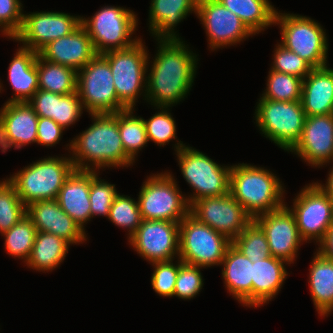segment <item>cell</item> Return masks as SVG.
<instances>
[{"mask_svg":"<svg viewBox=\"0 0 333 333\" xmlns=\"http://www.w3.org/2000/svg\"><path fill=\"white\" fill-rule=\"evenodd\" d=\"M156 42L155 57L150 61L149 55L147 62L146 103L173 107L188 96L200 60L183 39Z\"/></svg>","mask_w":333,"mask_h":333,"instance_id":"6da1fadb","label":"cell"},{"mask_svg":"<svg viewBox=\"0 0 333 333\" xmlns=\"http://www.w3.org/2000/svg\"><path fill=\"white\" fill-rule=\"evenodd\" d=\"M92 124L66 144L75 170L99 171L132 166L126 155L115 114H90Z\"/></svg>","mask_w":333,"mask_h":333,"instance_id":"7a4b0ae2","label":"cell"},{"mask_svg":"<svg viewBox=\"0 0 333 333\" xmlns=\"http://www.w3.org/2000/svg\"><path fill=\"white\" fill-rule=\"evenodd\" d=\"M284 188L279 177L265 167L244 162L231 167L229 193L252 219L282 208Z\"/></svg>","mask_w":333,"mask_h":333,"instance_id":"3957f363","label":"cell"},{"mask_svg":"<svg viewBox=\"0 0 333 333\" xmlns=\"http://www.w3.org/2000/svg\"><path fill=\"white\" fill-rule=\"evenodd\" d=\"M176 140L173 145L181 174L192 188L186 196L189 205L203 197H218L229 193L232 165H220L205 153Z\"/></svg>","mask_w":333,"mask_h":333,"instance_id":"277c9868","label":"cell"},{"mask_svg":"<svg viewBox=\"0 0 333 333\" xmlns=\"http://www.w3.org/2000/svg\"><path fill=\"white\" fill-rule=\"evenodd\" d=\"M54 156L40 158L7 178L26 207L36 201L56 199L65 180L75 170L70 154Z\"/></svg>","mask_w":333,"mask_h":333,"instance_id":"5b68a950","label":"cell"},{"mask_svg":"<svg viewBox=\"0 0 333 333\" xmlns=\"http://www.w3.org/2000/svg\"><path fill=\"white\" fill-rule=\"evenodd\" d=\"M137 14L126 7L104 6L91 17H81V25L91 38L97 54L129 48L141 40L133 38L138 30Z\"/></svg>","mask_w":333,"mask_h":333,"instance_id":"8992f818","label":"cell"},{"mask_svg":"<svg viewBox=\"0 0 333 333\" xmlns=\"http://www.w3.org/2000/svg\"><path fill=\"white\" fill-rule=\"evenodd\" d=\"M281 33L280 44L298 54L313 68L328 64V37L326 29L311 17L276 11L274 26Z\"/></svg>","mask_w":333,"mask_h":333,"instance_id":"52a82bcc","label":"cell"},{"mask_svg":"<svg viewBox=\"0 0 333 333\" xmlns=\"http://www.w3.org/2000/svg\"><path fill=\"white\" fill-rule=\"evenodd\" d=\"M176 180L169 170L147 176L137 197L142 220L180 223L190 213L187 195Z\"/></svg>","mask_w":333,"mask_h":333,"instance_id":"ba28073f","label":"cell"},{"mask_svg":"<svg viewBox=\"0 0 333 333\" xmlns=\"http://www.w3.org/2000/svg\"><path fill=\"white\" fill-rule=\"evenodd\" d=\"M254 112V124L260 134L285 152L300 139L305 122L301 101H273L259 98Z\"/></svg>","mask_w":333,"mask_h":333,"instance_id":"9c48e42d","label":"cell"},{"mask_svg":"<svg viewBox=\"0 0 333 333\" xmlns=\"http://www.w3.org/2000/svg\"><path fill=\"white\" fill-rule=\"evenodd\" d=\"M148 52L141 39L129 48L102 54L109 62L117 97L127 109H135L141 96L146 100Z\"/></svg>","mask_w":333,"mask_h":333,"instance_id":"30bf717a","label":"cell"},{"mask_svg":"<svg viewBox=\"0 0 333 333\" xmlns=\"http://www.w3.org/2000/svg\"><path fill=\"white\" fill-rule=\"evenodd\" d=\"M231 244L227 237L190 213L179 223V259L183 263L203 268L220 266Z\"/></svg>","mask_w":333,"mask_h":333,"instance_id":"8fae6325","label":"cell"},{"mask_svg":"<svg viewBox=\"0 0 333 333\" xmlns=\"http://www.w3.org/2000/svg\"><path fill=\"white\" fill-rule=\"evenodd\" d=\"M77 92L88 115L127 109L117 97L109 62L102 54H96L77 71Z\"/></svg>","mask_w":333,"mask_h":333,"instance_id":"7c38bea8","label":"cell"},{"mask_svg":"<svg viewBox=\"0 0 333 333\" xmlns=\"http://www.w3.org/2000/svg\"><path fill=\"white\" fill-rule=\"evenodd\" d=\"M285 205L295 215L299 234L306 243L313 240L318 244L333 224V201L315 182L300 190L292 206L287 202Z\"/></svg>","mask_w":333,"mask_h":333,"instance_id":"4fadbf2b","label":"cell"},{"mask_svg":"<svg viewBox=\"0 0 333 333\" xmlns=\"http://www.w3.org/2000/svg\"><path fill=\"white\" fill-rule=\"evenodd\" d=\"M80 25L81 15L60 11L25 13L22 27L12 40L39 53L50 42L71 34Z\"/></svg>","mask_w":333,"mask_h":333,"instance_id":"5bb4252c","label":"cell"},{"mask_svg":"<svg viewBox=\"0 0 333 333\" xmlns=\"http://www.w3.org/2000/svg\"><path fill=\"white\" fill-rule=\"evenodd\" d=\"M196 16L204 27L212 52L240 44L254 36L238 16L217 0H198Z\"/></svg>","mask_w":333,"mask_h":333,"instance_id":"9a60e30c","label":"cell"},{"mask_svg":"<svg viewBox=\"0 0 333 333\" xmlns=\"http://www.w3.org/2000/svg\"><path fill=\"white\" fill-rule=\"evenodd\" d=\"M190 214L230 241L238 237L253 220L230 193L194 201L190 205Z\"/></svg>","mask_w":333,"mask_h":333,"instance_id":"2e32d148","label":"cell"},{"mask_svg":"<svg viewBox=\"0 0 333 333\" xmlns=\"http://www.w3.org/2000/svg\"><path fill=\"white\" fill-rule=\"evenodd\" d=\"M127 240L132 249L149 264L179 258L178 222L142 220L136 232Z\"/></svg>","mask_w":333,"mask_h":333,"instance_id":"e0dca14e","label":"cell"},{"mask_svg":"<svg viewBox=\"0 0 333 333\" xmlns=\"http://www.w3.org/2000/svg\"><path fill=\"white\" fill-rule=\"evenodd\" d=\"M263 230L271 256L294 264L298 250L305 242L298 231L295 215L284 205L282 208L264 213L253 219Z\"/></svg>","mask_w":333,"mask_h":333,"instance_id":"ac0fdd59","label":"cell"},{"mask_svg":"<svg viewBox=\"0 0 333 333\" xmlns=\"http://www.w3.org/2000/svg\"><path fill=\"white\" fill-rule=\"evenodd\" d=\"M288 152L313 168L332 163L333 114L306 116L302 135Z\"/></svg>","mask_w":333,"mask_h":333,"instance_id":"d6986e66","label":"cell"},{"mask_svg":"<svg viewBox=\"0 0 333 333\" xmlns=\"http://www.w3.org/2000/svg\"><path fill=\"white\" fill-rule=\"evenodd\" d=\"M0 108V150L37 143L39 117L28 102H5Z\"/></svg>","mask_w":333,"mask_h":333,"instance_id":"ffe728a7","label":"cell"},{"mask_svg":"<svg viewBox=\"0 0 333 333\" xmlns=\"http://www.w3.org/2000/svg\"><path fill=\"white\" fill-rule=\"evenodd\" d=\"M26 214L37 231L59 236L71 245L82 244L88 239L86 231L61 209L56 199L31 203L26 207Z\"/></svg>","mask_w":333,"mask_h":333,"instance_id":"44dd1931","label":"cell"},{"mask_svg":"<svg viewBox=\"0 0 333 333\" xmlns=\"http://www.w3.org/2000/svg\"><path fill=\"white\" fill-rule=\"evenodd\" d=\"M97 53L85 28L80 25L71 34L53 40L39 55L52 63L82 69Z\"/></svg>","mask_w":333,"mask_h":333,"instance_id":"7402d4cb","label":"cell"},{"mask_svg":"<svg viewBox=\"0 0 333 333\" xmlns=\"http://www.w3.org/2000/svg\"><path fill=\"white\" fill-rule=\"evenodd\" d=\"M148 30L155 40L181 39L176 26L191 13L196 15L198 0H151Z\"/></svg>","mask_w":333,"mask_h":333,"instance_id":"603a6c76","label":"cell"},{"mask_svg":"<svg viewBox=\"0 0 333 333\" xmlns=\"http://www.w3.org/2000/svg\"><path fill=\"white\" fill-rule=\"evenodd\" d=\"M220 266L227 292L243 307L252 308L253 262L231 244Z\"/></svg>","mask_w":333,"mask_h":333,"instance_id":"cb8c5ba5","label":"cell"},{"mask_svg":"<svg viewBox=\"0 0 333 333\" xmlns=\"http://www.w3.org/2000/svg\"><path fill=\"white\" fill-rule=\"evenodd\" d=\"M89 193L90 171L74 170L65 180L56 198L61 209L84 231L85 225L91 221Z\"/></svg>","mask_w":333,"mask_h":333,"instance_id":"d4e9b609","label":"cell"},{"mask_svg":"<svg viewBox=\"0 0 333 333\" xmlns=\"http://www.w3.org/2000/svg\"><path fill=\"white\" fill-rule=\"evenodd\" d=\"M286 265L290 266L273 256L253 263L252 308L268 304L278 295L289 275Z\"/></svg>","mask_w":333,"mask_h":333,"instance_id":"484cf974","label":"cell"},{"mask_svg":"<svg viewBox=\"0 0 333 333\" xmlns=\"http://www.w3.org/2000/svg\"><path fill=\"white\" fill-rule=\"evenodd\" d=\"M300 101L306 116L333 114V68H313L303 80Z\"/></svg>","mask_w":333,"mask_h":333,"instance_id":"4316f807","label":"cell"},{"mask_svg":"<svg viewBox=\"0 0 333 333\" xmlns=\"http://www.w3.org/2000/svg\"><path fill=\"white\" fill-rule=\"evenodd\" d=\"M8 66V81L14 94L6 102H28L39 90L37 57L34 50L20 45Z\"/></svg>","mask_w":333,"mask_h":333,"instance_id":"83f0119b","label":"cell"},{"mask_svg":"<svg viewBox=\"0 0 333 333\" xmlns=\"http://www.w3.org/2000/svg\"><path fill=\"white\" fill-rule=\"evenodd\" d=\"M309 268L312 302L319 316L328 317L333 311V260L316 250Z\"/></svg>","mask_w":333,"mask_h":333,"instance_id":"f1b7e54d","label":"cell"},{"mask_svg":"<svg viewBox=\"0 0 333 333\" xmlns=\"http://www.w3.org/2000/svg\"><path fill=\"white\" fill-rule=\"evenodd\" d=\"M70 245L59 236L37 231L30 257L25 266L42 273L52 272L64 262Z\"/></svg>","mask_w":333,"mask_h":333,"instance_id":"f546056e","label":"cell"},{"mask_svg":"<svg viewBox=\"0 0 333 333\" xmlns=\"http://www.w3.org/2000/svg\"><path fill=\"white\" fill-rule=\"evenodd\" d=\"M217 1L238 16L254 35L274 25L277 9L270 0Z\"/></svg>","mask_w":333,"mask_h":333,"instance_id":"4dcf8cb0","label":"cell"},{"mask_svg":"<svg viewBox=\"0 0 333 333\" xmlns=\"http://www.w3.org/2000/svg\"><path fill=\"white\" fill-rule=\"evenodd\" d=\"M39 89L67 95L77 91V71L74 68L55 64L37 57Z\"/></svg>","mask_w":333,"mask_h":333,"instance_id":"1f68e13d","label":"cell"},{"mask_svg":"<svg viewBox=\"0 0 333 333\" xmlns=\"http://www.w3.org/2000/svg\"><path fill=\"white\" fill-rule=\"evenodd\" d=\"M134 108L118 112V128L122 145L126 155L133 161L138 153L147 146L148 139L144 125V118L134 115Z\"/></svg>","mask_w":333,"mask_h":333,"instance_id":"d6a6232c","label":"cell"},{"mask_svg":"<svg viewBox=\"0 0 333 333\" xmlns=\"http://www.w3.org/2000/svg\"><path fill=\"white\" fill-rule=\"evenodd\" d=\"M37 229L33 225V221L26 214L22 219L4 232V247L6 254L23 260L24 264L30 257L33 244L35 242Z\"/></svg>","mask_w":333,"mask_h":333,"instance_id":"836d02e7","label":"cell"},{"mask_svg":"<svg viewBox=\"0 0 333 333\" xmlns=\"http://www.w3.org/2000/svg\"><path fill=\"white\" fill-rule=\"evenodd\" d=\"M266 80V89L261 94V98L286 102L301 100L302 79L269 69Z\"/></svg>","mask_w":333,"mask_h":333,"instance_id":"e575fe53","label":"cell"},{"mask_svg":"<svg viewBox=\"0 0 333 333\" xmlns=\"http://www.w3.org/2000/svg\"><path fill=\"white\" fill-rule=\"evenodd\" d=\"M26 215V206L14 185L7 179L0 180V233L1 235Z\"/></svg>","mask_w":333,"mask_h":333,"instance_id":"d590c367","label":"cell"},{"mask_svg":"<svg viewBox=\"0 0 333 333\" xmlns=\"http://www.w3.org/2000/svg\"><path fill=\"white\" fill-rule=\"evenodd\" d=\"M107 219L116 226L127 229L126 235L129 239L142 222L138 201L118 193L113 200Z\"/></svg>","mask_w":333,"mask_h":333,"instance_id":"8d00e7d4","label":"cell"},{"mask_svg":"<svg viewBox=\"0 0 333 333\" xmlns=\"http://www.w3.org/2000/svg\"><path fill=\"white\" fill-rule=\"evenodd\" d=\"M232 245L253 263L271 256L265 233L254 220L232 241Z\"/></svg>","mask_w":333,"mask_h":333,"instance_id":"74e56055","label":"cell"},{"mask_svg":"<svg viewBox=\"0 0 333 333\" xmlns=\"http://www.w3.org/2000/svg\"><path fill=\"white\" fill-rule=\"evenodd\" d=\"M155 114L144 119L148 142L152 141L160 147L177 139L176 122L171 114L170 107L158 106Z\"/></svg>","mask_w":333,"mask_h":333,"instance_id":"f35d334b","label":"cell"},{"mask_svg":"<svg viewBox=\"0 0 333 333\" xmlns=\"http://www.w3.org/2000/svg\"><path fill=\"white\" fill-rule=\"evenodd\" d=\"M99 171H90V210L91 219L95 216L108 218L109 211L118 191L115 184L99 177Z\"/></svg>","mask_w":333,"mask_h":333,"instance_id":"ab89813d","label":"cell"},{"mask_svg":"<svg viewBox=\"0 0 333 333\" xmlns=\"http://www.w3.org/2000/svg\"><path fill=\"white\" fill-rule=\"evenodd\" d=\"M201 269H206L200 266L189 265L183 263L179 259V270L175 284L173 297L178 299L191 300L199 295L203 286L204 279Z\"/></svg>","mask_w":333,"mask_h":333,"instance_id":"60d3db41","label":"cell"},{"mask_svg":"<svg viewBox=\"0 0 333 333\" xmlns=\"http://www.w3.org/2000/svg\"><path fill=\"white\" fill-rule=\"evenodd\" d=\"M273 50L272 64L270 69L296 76L302 80L311 72L313 67L298 54L285 48L279 42Z\"/></svg>","mask_w":333,"mask_h":333,"instance_id":"b9f144b4","label":"cell"},{"mask_svg":"<svg viewBox=\"0 0 333 333\" xmlns=\"http://www.w3.org/2000/svg\"><path fill=\"white\" fill-rule=\"evenodd\" d=\"M155 262L151 276V286L160 297H173L179 270V258L176 261ZM177 262V263H176Z\"/></svg>","mask_w":333,"mask_h":333,"instance_id":"7bdbcfd3","label":"cell"},{"mask_svg":"<svg viewBox=\"0 0 333 333\" xmlns=\"http://www.w3.org/2000/svg\"><path fill=\"white\" fill-rule=\"evenodd\" d=\"M83 110L77 91L67 95L55 94L54 121L63 129L75 125Z\"/></svg>","mask_w":333,"mask_h":333,"instance_id":"ee69618b","label":"cell"},{"mask_svg":"<svg viewBox=\"0 0 333 333\" xmlns=\"http://www.w3.org/2000/svg\"><path fill=\"white\" fill-rule=\"evenodd\" d=\"M21 0H0V32L8 39L20 31L24 9Z\"/></svg>","mask_w":333,"mask_h":333,"instance_id":"f6af8a7d","label":"cell"},{"mask_svg":"<svg viewBox=\"0 0 333 333\" xmlns=\"http://www.w3.org/2000/svg\"><path fill=\"white\" fill-rule=\"evenodd\" d=\"M63 129L55 121L49 118L39 117L37 125V144L45 147H53L61 141Z\"/></svg>","mask_w":333,"mask_h":333,"instance_id":"bcb514c9","label":"cell"},{"mask_svg":"<svg viewBox=\"0 0 333 333\" xmlns=\"http://www.w3.org/2000/svg\"><path fill=\"white\" fill-rule=\"evenodd\" d=\"M38 117L54 121L55 93L39 89L28 101Z\"/></svg>","mask_w":333,"mask_h":333,"instance_id":"7dc6e473","label":"cell"},{"mask_svg":"<svg viewBox=\"0 0 333 333\" xmlns=\"http://www.w3.org/2000/svg\"><path fill=\"white\" fill-rule=\"evenodd\" d=\"M316 249L325 258L333 260V224L325 233L324 238L317 244Z\"/></svg>","mask_w":333,"mask_h":333,"instance_id":"c3c4849f","label":"cell"},{"mask_svg":"<svg viewBox=\"0 0 333 333\" xmlns=\"http://www.w3.org/2000/svg\"><path fill=\"white\" fill-rule=\"evenodd\" d=\"M333 162V161H332ZM330 171L327 176L325 184L316 181L315 183L322 189V191L333 201V163L330 166Z\"/></svg>","mask_w":333,"mask_h":333,"instance_id":"681fc988","label":"cell"},{"mask_svg":"<svg viewBox=\"0 0 333 333\" xmlns=\"http://www.w3.org/2000/svg\"><path fill=\"white\" fill-rule=\"evenodd\" d=\"M3 83H1V81H0V93H1V91H4L3 90V85H2Z\"/></svg>","mask_w":333,"mask_h":333,"instance_id":"f907efd6","label":"cell"}]
</instances>
